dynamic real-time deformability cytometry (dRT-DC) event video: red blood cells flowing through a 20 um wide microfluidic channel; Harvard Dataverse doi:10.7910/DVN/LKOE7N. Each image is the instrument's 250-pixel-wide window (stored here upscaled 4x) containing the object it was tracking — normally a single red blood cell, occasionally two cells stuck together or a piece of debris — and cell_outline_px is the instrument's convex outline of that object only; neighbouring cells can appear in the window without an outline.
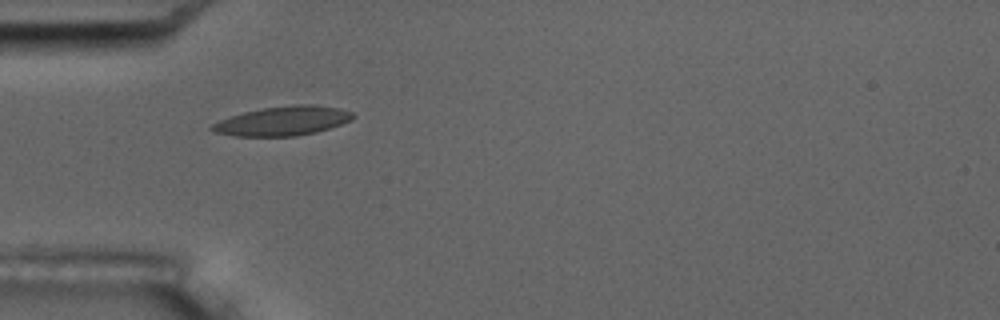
{"species": "common noctule bat (a hibernating species)", "species_latin": "Nyctalus noctula", "temperature_condition": "room temperature", "stored_images_in_passage": 3, "camera_frame_rate_fps": 3000, "um_per_image_px": 0.085, "animal": {"sex": "male", "body_mass_g": 17.5, "forearm_length_mm": 52.3}, "frame": {"image": 1, "passage_image": 1, "time_ms": 0.0, "image_size_px": [1000, 320], "cell_outline_px": [[356, 116], [352, 120], [316, 132], [296, 136], [236, 136], [212, 132], [208, 128], [212, 124], [220, 120], [244, 112], [264, 108], [296, 104], [312, 104], [340, 108], [352, 112]], "centroid_in_image_um": [24.04, 10.28], "position_along_channel_um": 61.0, "area_um2": 23.99}}